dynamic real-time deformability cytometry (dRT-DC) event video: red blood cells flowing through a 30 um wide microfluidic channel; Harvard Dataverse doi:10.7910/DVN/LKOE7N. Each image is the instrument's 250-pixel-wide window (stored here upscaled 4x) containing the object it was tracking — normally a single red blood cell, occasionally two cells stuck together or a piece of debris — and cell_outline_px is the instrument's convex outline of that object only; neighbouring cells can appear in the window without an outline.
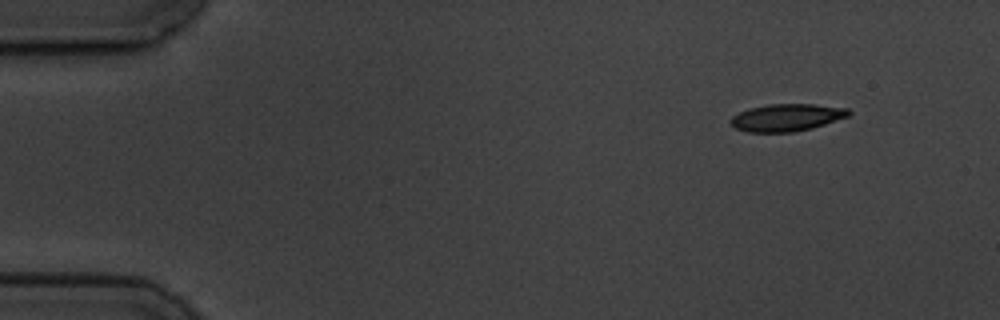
{"species": "common noctule bat (a hibernating species)", "species_latin": "Nyctalus noctula", "temperature_condition": "cold", "stored_images_in_passage": 4, "camera_frame_rate_fps": 3000, "um_per_image_px": 0.085, "animal": {"sex": "male", "body_mass_g": 19.5, "forearm_length_mm": 54.6}, "frame": {"image": 1, "passage_image": 1, "time_ms": 0.0, "image_size_px": [1000, 320], "cell_outline_px": [[852, 112], [848, 116], [812, 128], [796, 132], [748, 132], [736, 128], [728, 120], [732, 116], [748, 108], [768, 104], [812, 104], [848, 108]], "centroid_in_image_um": [66.86, 9.98], "position_along_channel_um": 18.1, "area_um2": 18.79}}
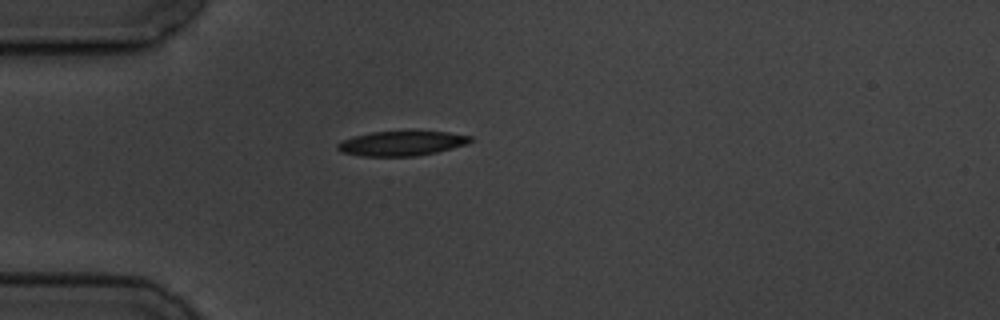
{"frame": {"image": 2, "passage_image": 4, "time_ms": 3.333, "image_size_px": [1000, 320], "cell_outline_px": [[476, 140], [468, 144], [436, 152], [416, 156], [360, 156], [340, 152], [336, 148], [336, 144], [344, 140], [356, 136], [372, 132], [448, 132], [472, 136]], "centroid_in_image_um": [34.17, 12.2], "position_along_channel_um": 50.8, "area_um2": 19.02}}